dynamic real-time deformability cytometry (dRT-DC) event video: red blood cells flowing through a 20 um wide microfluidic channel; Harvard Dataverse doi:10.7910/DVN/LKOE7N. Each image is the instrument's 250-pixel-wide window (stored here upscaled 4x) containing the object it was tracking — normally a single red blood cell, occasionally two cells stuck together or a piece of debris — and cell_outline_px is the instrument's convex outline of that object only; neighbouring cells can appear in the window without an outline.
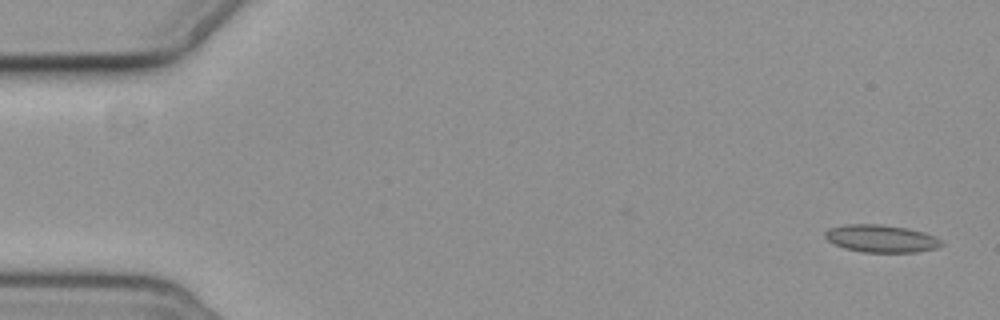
{"species": "common noctule bat (a hibernating species)", "species_latin": "Nyctalus noctula", "temperature_condition": "cold", "stored_images_in_passage": 11, "camera_frame_rate_fps": 3000, "um_per_image_px": 0.085, "animal": {"sex": "female", "body_mass_g": 19.3, "forearm_length_mm": 54.1}, "frame": {"image": 1, "passage_image": 1, "time_ms": 0.0, "image_size_px": [1000, 320], "cell_outline_px": [[944, 244], [936, 248], [916, 252], [864, 252], [844, 248], [828, 240], [824, 236], [824, 232], [828, 228], [848, 224], [880, 224], [908, 228], [924, 232], [936, 236]], "centroid_in_image_um": [74.91, 20.27], "position_along_channel_um": 10.1, "area_um2": 18.67}}
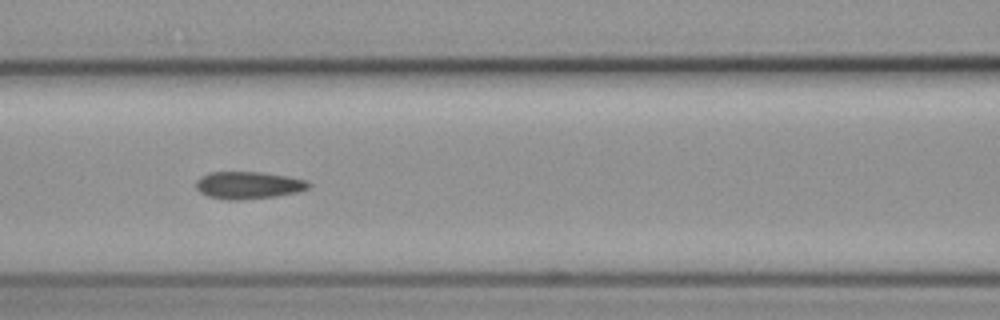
{"frame": {"image": 2, "passage_image": 7, "time_ms": 7.667, "image_size_px": [1000, 320], "cell_outline_px": [[312, 184], [308, 188], [296, 192], [276, 196], [240, 200], [228, 200], [208, 196], [200, 192], [196, 188], [196, 180], [200, 176], [208, 172], [260, 172], [288, 176], [308, 180]], "centroid_in_image_um": [21.1, 15.73], "position_along_channel_um": 145.5, "area_um2": 18.03}}
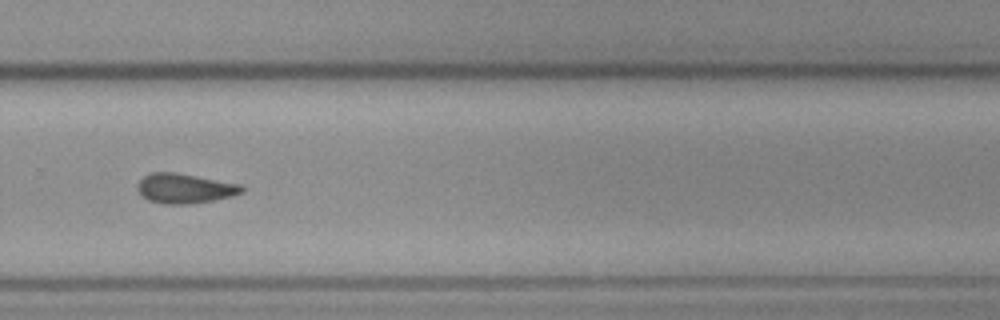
{"frame": {"image": 3, "passage_image": 11, "time_ms": 12.333, "image_size_px": [1000, 320], "cell_outline_px": [[244, 192], [232, 196], [212, 200], [188, 204], [164, 204], [148, 200], [136, 188], [140, 180], [144, 176], [152, 172], [172, 172], [196, 176], [240, 184], [244, 188]], "centroid_in_image_um": [15.7, 16.02], "position_along_channel_um": 314.1, "area_um2": 17.86}}